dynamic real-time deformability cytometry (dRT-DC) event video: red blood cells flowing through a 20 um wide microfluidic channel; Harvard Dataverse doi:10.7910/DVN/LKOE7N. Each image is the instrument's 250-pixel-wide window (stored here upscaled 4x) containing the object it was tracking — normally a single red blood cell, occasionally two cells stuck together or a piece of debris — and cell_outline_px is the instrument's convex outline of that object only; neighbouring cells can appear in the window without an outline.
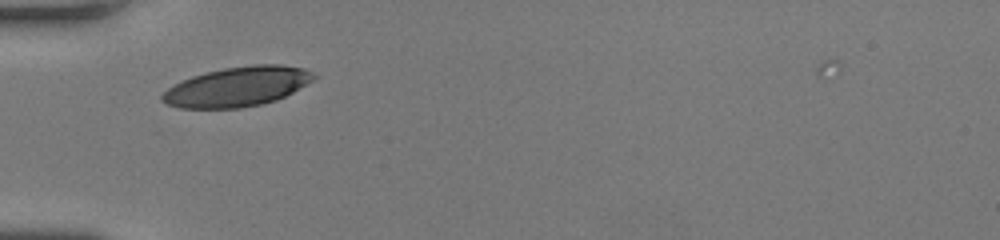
{"species": "human", "species_latin": "Homo sapiens", "temperature_condition": "room temperature", "stored_images_in_passage": 31, "camera_frame_rate_fps": 3000, "um_per_image_px": 0.085, "donor": {"sex": "female"}, "frame": {"image": 1, "passage_image": 6, "time_ms": 1.667, "image_size_px": [1000, 240], "cell_outline_px": [[316, 76], [312, 80], [292, 92], [276, 100], [260, 104], [240, 108], [180, 108], [168, 104], [160, 100], [160, 96], [168, 88], [192, 76], [224, 68], [252, 64], [280, 64], [304, 68], [312, 72]], "centroid_in_image_um": [20.17, 7.36], "position_along_channel_um": 64.8, "area_um2": 34.68}}
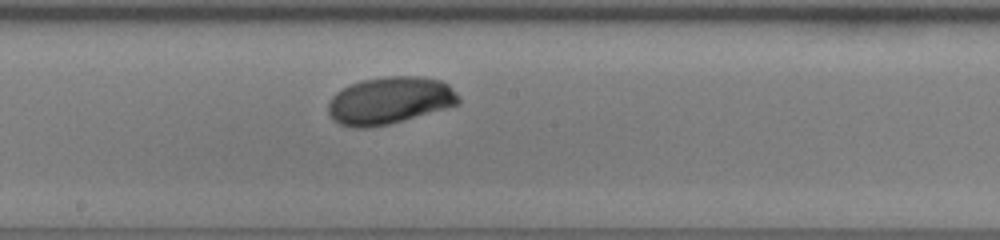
{"frame": {"image": 2, "passage_image": 17, "time_ms": 5.333, "image_size_px": [1000, 240], "cell_outline_px": [[460, 104], [388, 124], [368, 128], [352, 128], [340, 124], [332, 120], [328, 112], [328, 104], [332, 96], [336, 92], [360, 80], [388, 76], [420, 76], [440, 80], [448, 84], [460, 100]], "centroid_in_image_um": [33.09, 8.54], "position_along_channel_um": 215.1, "area_um2": 35.78}}
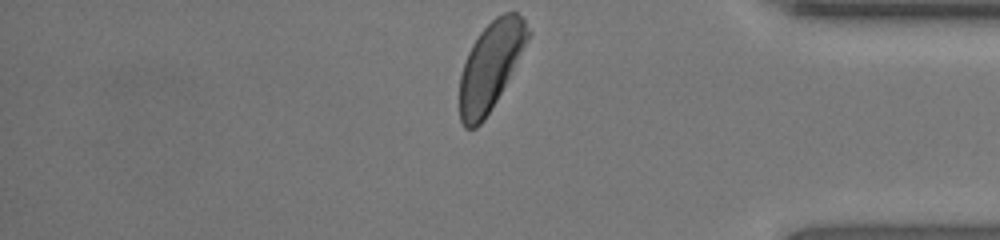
{"frame": {"image": 3, "passage_image": 31, "time_ms": 10.0, "image_size_px": [1000, 240], "cell_outline_px": [[532, 32], [496, 100], [484, 120], [476, 128], [464, 128], [460, 120], [460, 76], [468, 52], [472, 44], [480, 32], [496, 16], [504, 12], [516, 12], [524, 20]], "centroid_in_image_um": [41.68, 5.59], "position_along_channel_um": 393.5, "area_um2": 34.22}, "authors_computed_cell_mechanics": {"area_um2": 35.2002, "velocity_mm_per_s": 4.2219, "shape_relaxation_time_tau1_ms": 2.1849, "shape_relaxation_time_tau2_ms": null, "deformation_change_tau1": 0.1323, "deformation_change_tau2": null}}